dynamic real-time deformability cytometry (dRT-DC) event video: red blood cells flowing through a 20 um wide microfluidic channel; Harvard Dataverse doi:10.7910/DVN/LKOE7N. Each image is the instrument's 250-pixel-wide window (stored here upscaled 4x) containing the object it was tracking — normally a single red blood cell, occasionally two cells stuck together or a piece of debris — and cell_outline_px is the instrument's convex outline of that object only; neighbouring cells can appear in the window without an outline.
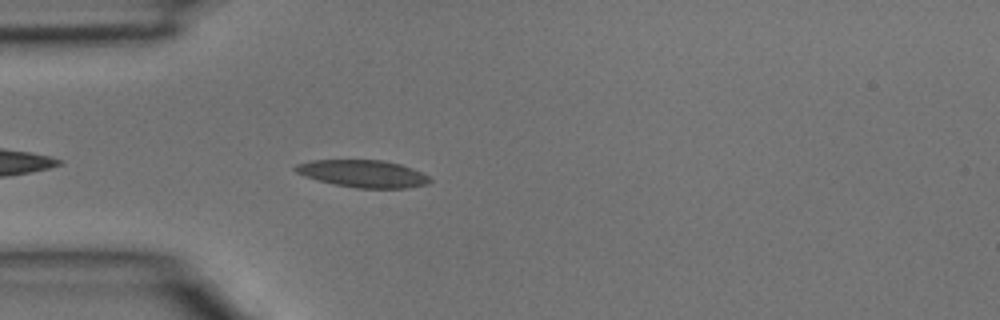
{"species": "common noctule bat (a hibernating species)", "species_latin": "Nyctalus noctula", "temperature_condition": "room temperature", "stored_images_in_passage": 3, "camera_frame_rate_fps": 3000, "um_per_image_px": 0.085, "animal": {"sex": "male", "body_mass_g": 15.6}, "frame": {"image": 1, "passage_image": 3, "time_ms": 0.667, "image_size_px": [1000, 320], "cell_outline_px": [[432, 180], [428, 184], [404, 188], [356, 188], [332, 184], [304, 176], [296, 172], [292, 168], [296, 164], [312, 160], [380, 160], [400, 164], [412, 168], [428, 176]], "centroid_in_image_um": [30.82, 14.76], "position_along_channel_um": 54.2, "area_um2": 21.39}}